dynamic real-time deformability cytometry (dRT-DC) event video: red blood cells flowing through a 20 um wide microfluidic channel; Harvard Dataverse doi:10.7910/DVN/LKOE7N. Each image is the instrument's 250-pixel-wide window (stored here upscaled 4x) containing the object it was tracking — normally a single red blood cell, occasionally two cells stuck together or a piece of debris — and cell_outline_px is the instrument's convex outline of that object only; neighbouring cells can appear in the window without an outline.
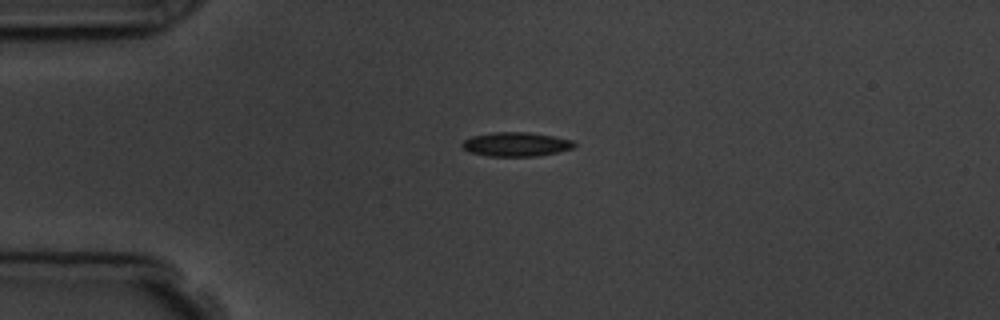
{"species": "common noctule bat (a hibernating species)", "species_latin": "Nyctalus noctula", "temperature_condition": "room temperature", "stored_images_in_passage": 3, "camera_frame_rate_fps": 3000, "um_per_image_px": 0.085, "animal": {"sex": "male", "body_mass_g": 19.5, "forearm_length_mm": 54.6}, "frame": {"image": 1, "passage_image": 2, "time_ms": 1.0, "image_size_px": [1000, 320], "cell_outline_px": [[576, 144], [572, 148], [556, 152], [536, 156], [488, 156], [468, 152], [460, 144], [464, 140], [472, 136], [492, 132], [528, 132], [552, 136], [572, 140]], "centroid_in_image_um": [43.82, 12.26], "position_along_channel_um": 41.2, "area_um2": 15.66}}